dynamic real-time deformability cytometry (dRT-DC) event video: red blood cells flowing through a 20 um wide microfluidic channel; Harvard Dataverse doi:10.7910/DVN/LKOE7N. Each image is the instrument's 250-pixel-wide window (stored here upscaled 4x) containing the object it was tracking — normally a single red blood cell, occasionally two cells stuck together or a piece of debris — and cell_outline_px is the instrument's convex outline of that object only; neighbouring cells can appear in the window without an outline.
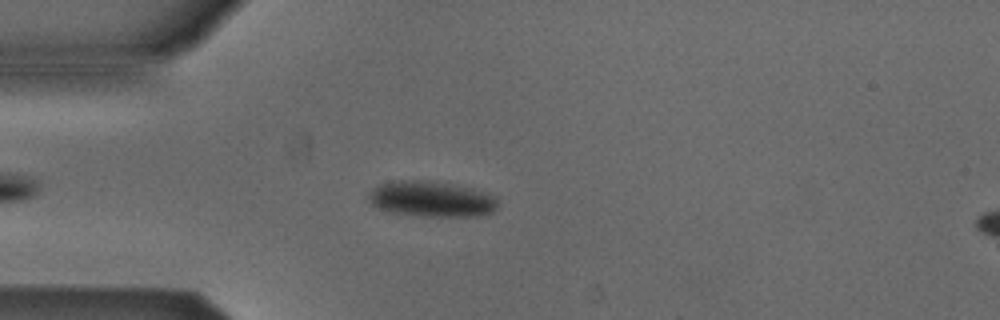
{"species": "Egyptian fruit bat (a non-hibernating species)", "species_latin": "Rousettus aegyptiacus", "temperature_condition": "cold", "stored_images_in_passage": 46, "camera_frame_rate_fps": 3000, "um_per_image_px": 0.085, "animal": {"sex": "male"}, "frame": {"image": 1, "passage_image": 7, "time_ms": 2.0, "image_size_px": [1000, 320], "cell_outline_px": [[496, 208], [492, 212], [480, 216], [420, 216], [388, 212], [372, 204], [368, 200], [368, 192], [372, 188], [380, 184], [400, 180], [428, 180], [452, 184], [472, 188], [496, 196]], "centroid_in_image_um": [36.65, 16.91], "position_along_channel_um": 48.3, "area_um2": 26.93}}
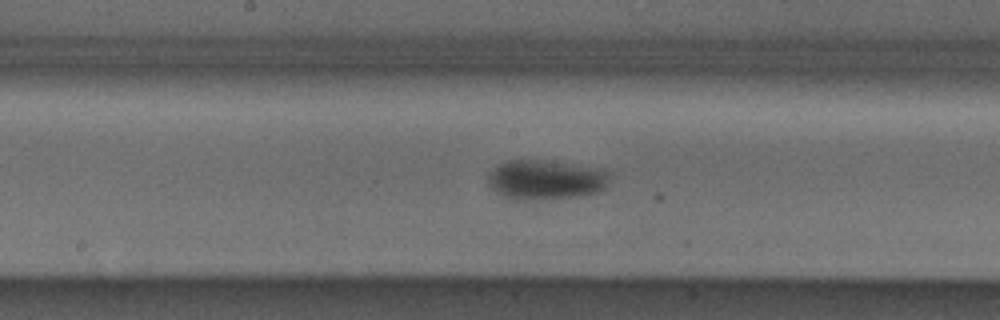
{"frame": {"image": 2, "passage_image": 20, "time_ms": 6.333, "image_size_px": [1000, 320], "cell_outline_px": [[608, 180], [604, 188], [596, 192], [576, 196], [520, 200], [504, 196], [496, 192], [488, 184], [488, 172], [500, 164], [508, 160], [532, 160], [604, 168], [608, 172]], "centroid_in_image_um": [46.35, 15.27], "position_along_channel_um": 201.8, "area_um2": 27.51}}
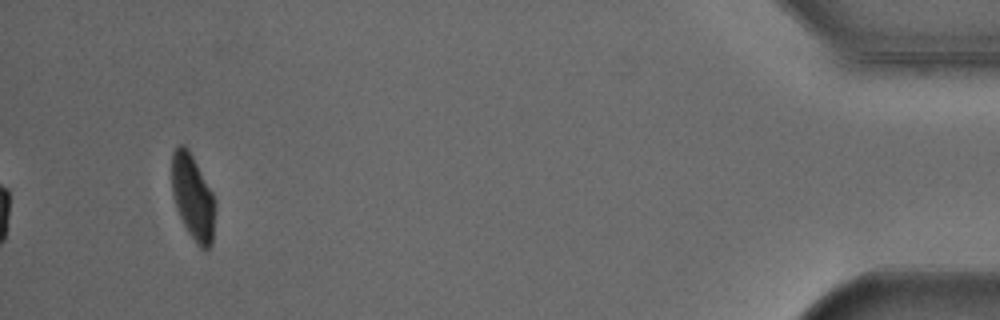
{"frame": {"image": 3, "passage_image": 43, "time_ms": 14.0, "image_size_px": [1000, 320], "cell_outline_px": [[216, 208], [212, 244], [208, 248], [200, 248], [196, 244], [188, 232], [176, 208], [172, 192], [172, 152], [180, 144], [184, 144], [188, 148], [212, 192], [216, 200]], "centroid_in_image_um": [16.41, 16.78], "position_along_channel_um": 418.8, "area_um2": 21.62}, "authors_computed_cell_mechanics": {"area_um2": 25.5476, "velocity_mm_per_s": 3.8593, "shape_relaxation_time_tau1_ms": 2.4574, "shape_relaxation_time_tau2_ms": 6.4963, "deformation_change_tau1": 0.0949, "deformation_change_tau2": 0.0646}}